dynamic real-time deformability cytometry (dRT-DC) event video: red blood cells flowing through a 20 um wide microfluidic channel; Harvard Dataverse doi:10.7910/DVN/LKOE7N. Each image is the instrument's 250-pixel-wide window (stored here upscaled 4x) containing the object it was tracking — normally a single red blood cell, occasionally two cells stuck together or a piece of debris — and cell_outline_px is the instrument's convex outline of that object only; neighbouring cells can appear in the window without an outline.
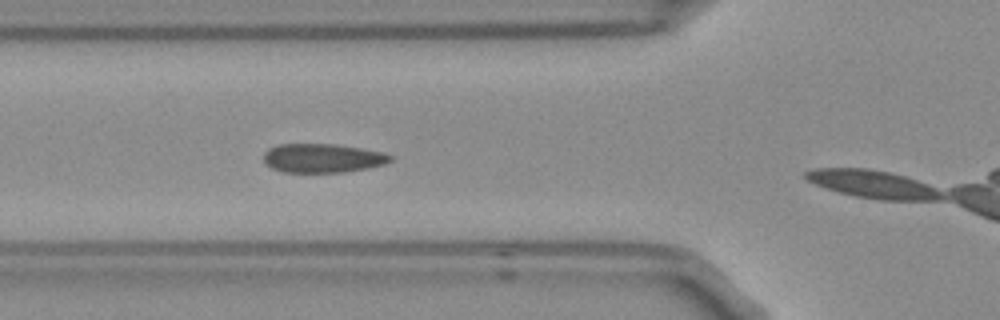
{"species": "Egyptian fruit bat (a non-hibernating species)", "species_latin": "Rousettus aegyptiacus", "temperature_condition": "room temperature", "stored_images_in_passage": 5, "camera_frame_rate_fps": 3000, "um_per_image_px": 0.085, "frame": {"image": 1, "passage_image": 4, "time_ms": 1.0, "image_size_px": [1000, 320], "cell_outline_px": [[392, 160], [384, 164], [368, 168], [344, 172], [284, 172], [272, 168], [264, 160], [264, 152], [268, 148], [276, 144], [336, 144], [360, 148], [380, 152], [392, 156]], "centroid_in_image_um": [27.39, 13.43], "position_along_channel_um": 98.4, "area_um2": 21.27}}